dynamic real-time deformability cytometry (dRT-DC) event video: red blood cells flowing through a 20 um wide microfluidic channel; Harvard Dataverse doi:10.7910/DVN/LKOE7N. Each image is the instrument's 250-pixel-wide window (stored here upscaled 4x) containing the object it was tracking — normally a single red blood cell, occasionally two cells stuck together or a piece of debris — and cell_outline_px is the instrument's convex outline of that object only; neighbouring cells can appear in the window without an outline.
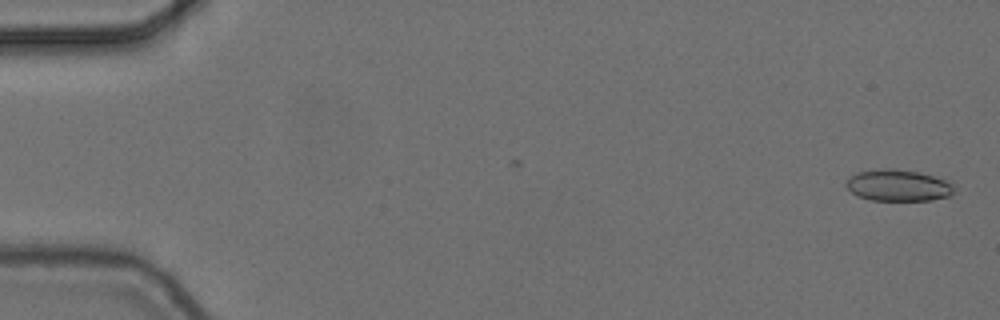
{"species": "common noctule bat (a hibernating species)", "species_latin": "Nyctalus noctula", "temperature_condition": "cold", "stored_images_in_passage": 6, "camera_frame_rate_fps": 3000, "um_per_image_px": 0.085, "animal": {"sex": "female", "body_mass_g": 24.6, "forearm_length_mm": 56.2}, "frame": {"image": 1, "passage_image": 1, "time_ms": 0.0, "image_size_px": [1000, 320], "cell_outline_px": [[956, 184], [952, 192], [948, 196], [932, 200], [872, 200], [860, 196], [852, 192], [844, 184], [856, 172], [880, 168], [892, 168], [916, 172], [932, 176]], "centroid_in_image_um": [76.34, 15.75], "position_along_channel_um": 8.7, "area_um2": 19.59}}
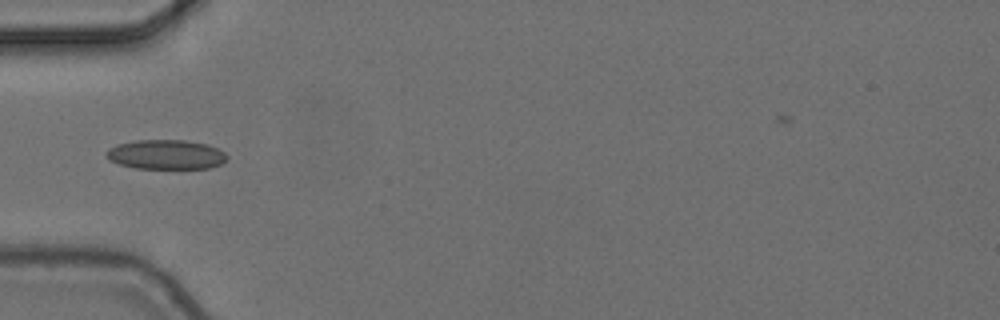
{"frame": {"image": 2, "passage_image": 6, "time_ms": 1.667, "image_size_px": [1000, 320], "cell_outline_px": [[228, 156], [220, 164], [208, 168], [136, 168], [120, 164], [108, 160], [108, 148], [116, 144], [136, 140], [184, 140], [208, 144], [224, 152]], "centroid_in_image_um": [14.1, 13.12], "position_along_channel_um": 70.9, "area_um2": 20.58}}